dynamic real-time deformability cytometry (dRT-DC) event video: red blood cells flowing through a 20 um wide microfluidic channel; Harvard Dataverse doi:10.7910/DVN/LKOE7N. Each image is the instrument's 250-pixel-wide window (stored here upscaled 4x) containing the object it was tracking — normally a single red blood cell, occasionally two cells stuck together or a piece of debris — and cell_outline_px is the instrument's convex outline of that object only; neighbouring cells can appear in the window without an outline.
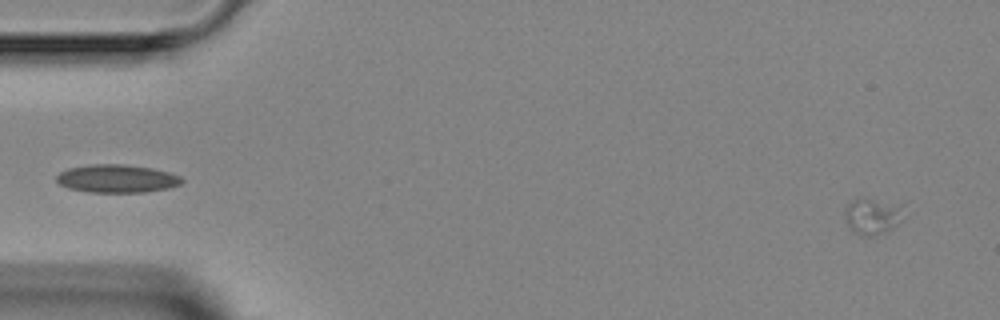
{"species": "Egyptian fruit bat (a non-hibernating species)", "species_latin": "Rousettus aegyptiacus", "temperature_condition": "room temperature", "stored_images_in_passage": 4, "segment_of_instrument_passage": [2, 2], "camera_frame_rate_fps": 3000, "um_per_image_px": 0.085, "animal": {"sex": "female"}, "frame": {"image": 1, "passage_image": 4, "time_ms": 3.333, "image_size_px": [1000, 320], "cell_outline_px": [[908, 216], [892, 228], [876, 236], [860, 236], [852, 232], [848, 224], [844, 212], [848, 204], [852, 200], [864, 196], [900, 204]], "centroid_in_image_um": [74.21, 18.36], "position_along_channel_um": 10.8, "area_um2": 13.01}}